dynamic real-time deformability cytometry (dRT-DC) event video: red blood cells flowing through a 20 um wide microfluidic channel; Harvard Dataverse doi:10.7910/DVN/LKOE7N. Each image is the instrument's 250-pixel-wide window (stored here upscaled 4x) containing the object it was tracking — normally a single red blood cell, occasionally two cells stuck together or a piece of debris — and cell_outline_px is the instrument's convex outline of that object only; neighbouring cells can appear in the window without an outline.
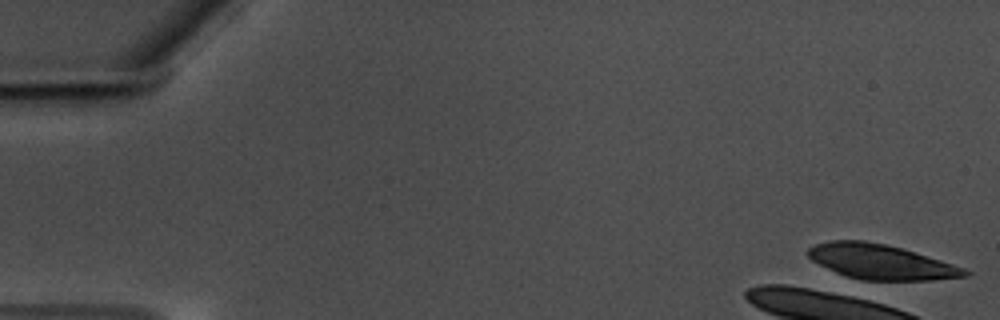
{"species": "common noctule bat (a hibernating species)", "species_latin": "Nyctalus noctula", "temperature_condition": "warm", "stored_images_in_passage": 2, "camera_frame_rate_fps": 3000, "um_per_image_px": 0.085, "animal": {"sex": "male", "body_mass_g": 17.5, "forearm_length_mm": 52.3}, "frame": {"image": 1, "passage_image": 1, "time_ms": 0.0, "image_size_px": [1000, 320], "cell_outline_px": [[972, 272], [968, 276], [932, 280], [868, 284], [836, 272], [812, 260], [804, 252], [808, 248], [816, 244], [828, 240], [864, 240], [884, 244], [900, 248], [940, 260], [964, 268]], "centroid_in_image_um": [74.86, 22.31], "position_along_channel_um": 10.1, "area_um2": 32.77}}